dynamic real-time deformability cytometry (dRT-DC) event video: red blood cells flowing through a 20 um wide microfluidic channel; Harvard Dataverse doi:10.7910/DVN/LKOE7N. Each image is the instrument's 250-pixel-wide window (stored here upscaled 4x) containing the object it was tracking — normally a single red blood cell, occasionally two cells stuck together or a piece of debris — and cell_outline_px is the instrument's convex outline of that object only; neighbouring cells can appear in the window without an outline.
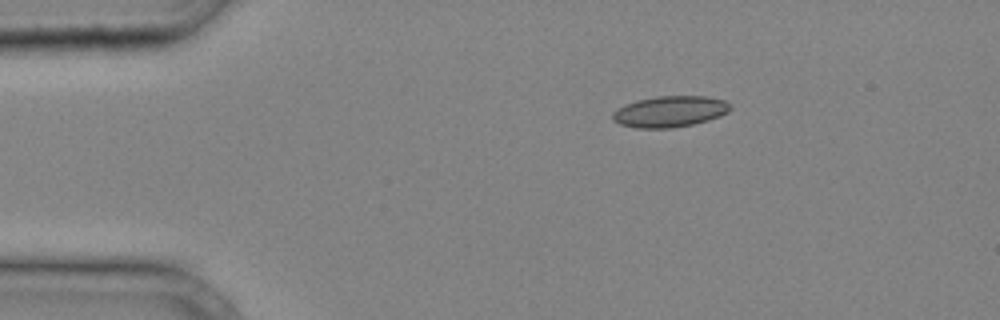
{"species": "common noctule bat (a hibernating species)", "species_latin": "Nyctalus noctula", "temperature_condition": "cold", "stored_images_in_passage": 31, "camera_frame_rate_fps": 3000, "um_per_image_px": 0.085, "animal": {"sex": "male", "body_mass_g": 20.4}, "frame": {"image": 1, "passage_image": 1, "time_ms": 0.0, "image_size_px": [1000, 320], "cell_outline_px": [[732, 108], [728, 112], [720, 116], [708, 120], [692, 124], [672, 128], [636, 128], [620, 124], [612, 120], [612, 112], [616, 108], [624, 104], [636, 100], [656, 96], [704, 96], [724, 100], [732, 104]], "centroid_in_image_um": [56.92, 9.47], "position_along_channel_um": 28.1, "area_um2": 21.56}}
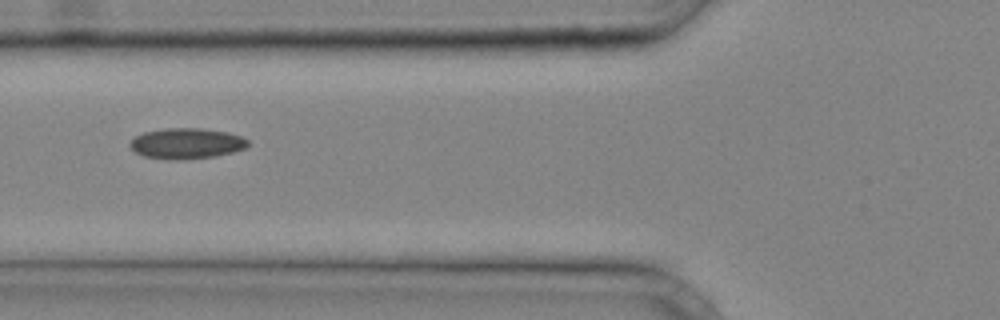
{"frame": {"image": 2, "passage_image": 9, "time_ms": 2.667, "image_size_px": [1000, 320], "cell_outline_px": [[248, 148], [216, 156], [176, 160], [172, 160], [144, 156], [136, 152], [128, 144], [136, 136], [144, 132], [164, 128], [200, 128], [228, 132], [240, 136], [248, 140]], "centroid_in_image_um": [15.87, 12.19], "position_along_channel_um": 109.9, "area_um2": 21.04}}
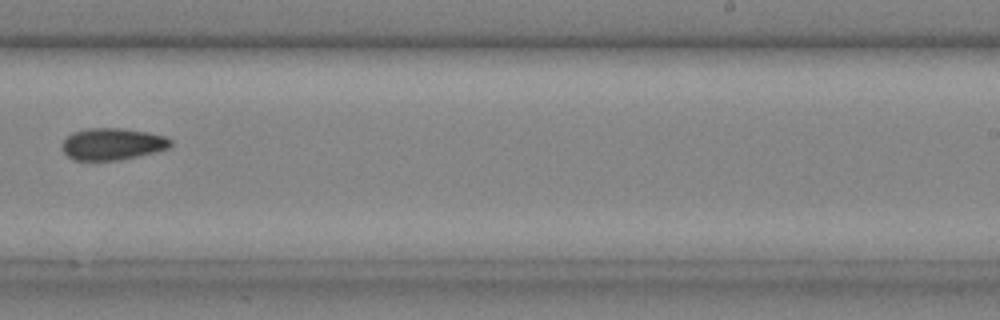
{"frame": {"image": 3, "passage_image": 19, "time_ms": 6.0, "image_size_px": [1000, 320], "cell_outline_px": [[172, 144], [168, 148], [156, 152], [116, 160], [76, 160], [68, 156], [64, 152], [64, 140], [72, 132], [88, 128], [124, 128], [148, 132], [164, 136], [172, 140]], "centroid_in_image_um": [9.59, 12.23], "position_along_channel_um": 279.4, "area_um2": 19.94}}